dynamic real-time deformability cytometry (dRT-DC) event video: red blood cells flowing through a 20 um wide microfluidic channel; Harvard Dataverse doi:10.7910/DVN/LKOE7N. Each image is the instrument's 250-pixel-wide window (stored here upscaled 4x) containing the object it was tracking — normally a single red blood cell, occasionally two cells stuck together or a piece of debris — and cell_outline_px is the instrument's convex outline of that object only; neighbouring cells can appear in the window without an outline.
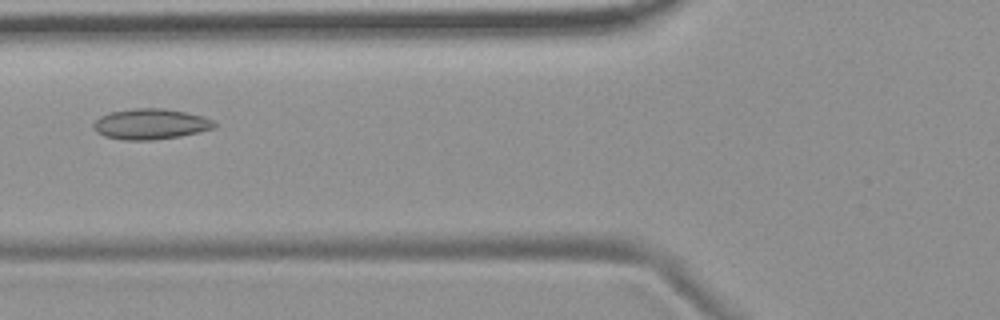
{"species": "common noctule bat (a hibernating species)", "species_latin": "Nyctalus noctula", "temperature_condition": "room temperature", "stored_images_in_passage": 5, "camera_frame_rate_fps": 3000, "um_per_image_px": 0.085, "animal": {"sex": "female", "body_mass_g": 19.9}, "frame": {"image": 1, "passage_image": 3, "time_ms": 2.333, "image_size_px": [1000, 320], "cell_outline_px": [[216, 128], [200, 132], [180, 136], [152, 140], [124, 140], [104, 136], [96, 132], [92, 128], [92, 124], [100, 116], [112, 112], [132, 108], [164, 108], [184, 112], [216, 120]], "centroid_in_image_um": [12.8, 10.55], "position_along_channel_um": 113.0, "area_um2": 21.68}}
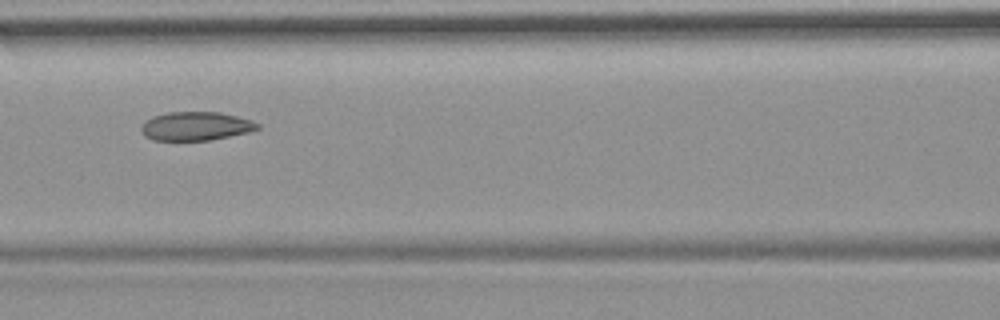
{"frame": {"image": 2, "passage_image": 4, "time_ms": 3.333, "image_size_px": [1000, 320], "cell_outline_px": [[260, 128], [248, 132], [208, 140], [152, 140], [144, 136], [140, 128], [140, 124], [144, 120], [152, 116], [168, 112], [220, 112], [252, 120], [260, 124]], "centroid_in_image_um": [16.59, 10.71], "position_along_channel_um": 150.0, "area_um2": 19.54}}
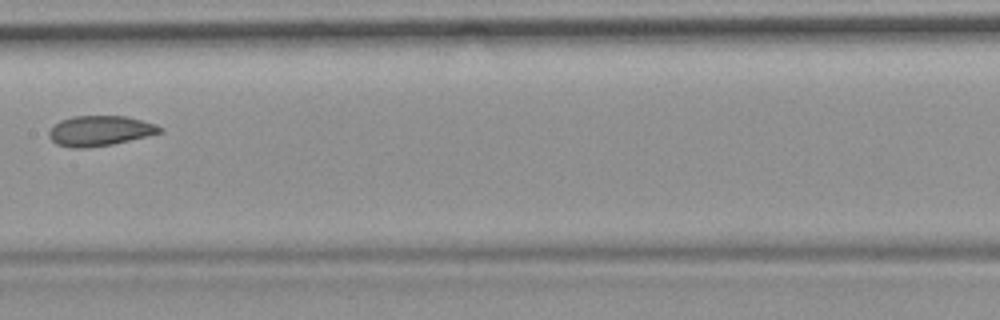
{"frame": {"image": 3, "passage_image": 5, "time_ms": 4.667, "image_size_px": [1000, 320], "cell_outline_px": [[164, 132], [112, 144], [88, 148], [72, 148], [56, 144], [48, 136], [48, 132], [60, 120], [72, 116], [128, 116], [156, 124], [164, 128]], "centroid_in_image_um": [8.51, 11.11], "position_along_channel_um": 198.9, "area_um2": 19.59}}